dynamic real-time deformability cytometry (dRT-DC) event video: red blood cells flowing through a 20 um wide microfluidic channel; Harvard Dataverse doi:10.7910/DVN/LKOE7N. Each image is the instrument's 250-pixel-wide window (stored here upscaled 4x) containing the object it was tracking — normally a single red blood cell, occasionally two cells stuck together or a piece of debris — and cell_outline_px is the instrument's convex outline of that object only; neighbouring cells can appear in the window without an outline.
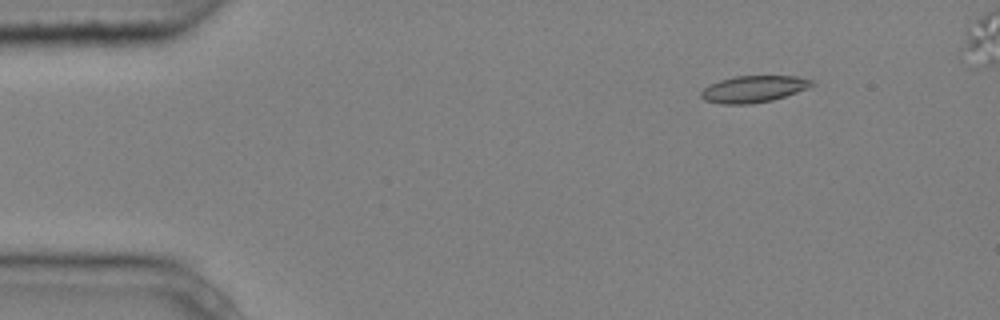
{"species": "common noctule bat (a hibernating species)", "species_latin": "Nyctalus noctula", "temperature_condition": "cold", "stored_images_in_passage": 4, "camera_frame_rate_fps": 3000, "um_per_image_px": 0.085, "animal": {"sex": "male", "body_mass_g": 20.4}, "frame": {"image": 1, "passage_image": 1, "time_ms": 0.0, "image_size_px": [1000, 320], "cell_outline_px": [[816, 84], [808, 88], [772, 100], [748, 104], [720, 104], [704, 100], [700, 96], [700, 92], [704, 88], [720, 80], [736, 76], [796, 76], [816, 80]], "centroid_in_image_um": [64.08, 7.56], "position_along_channel_um": 20.9, "area_um2": 17.22}}
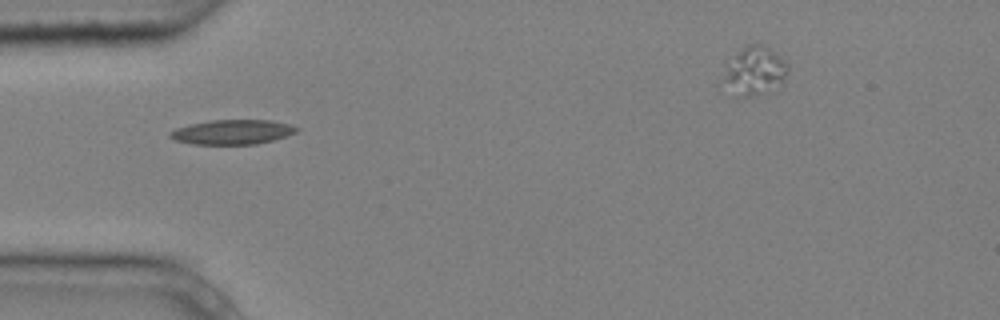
{"frame": {"image": 2, "passage_image": 4, "time_ms": 1.0, "image_size_px": [1000, 320], "cell_outline_px": [[300, 128], [296, 132], [288, 136], [256, 144], [192, 144], [176, 140], [168, 136], [168, 132], [176, 128], [188, 124], [208, 120], [272, 120], [288, 124]], "centroid_in_image_um": [19.73, 11.21], "position_along_channel_um": 65.3, "area_um2": 18.26}}